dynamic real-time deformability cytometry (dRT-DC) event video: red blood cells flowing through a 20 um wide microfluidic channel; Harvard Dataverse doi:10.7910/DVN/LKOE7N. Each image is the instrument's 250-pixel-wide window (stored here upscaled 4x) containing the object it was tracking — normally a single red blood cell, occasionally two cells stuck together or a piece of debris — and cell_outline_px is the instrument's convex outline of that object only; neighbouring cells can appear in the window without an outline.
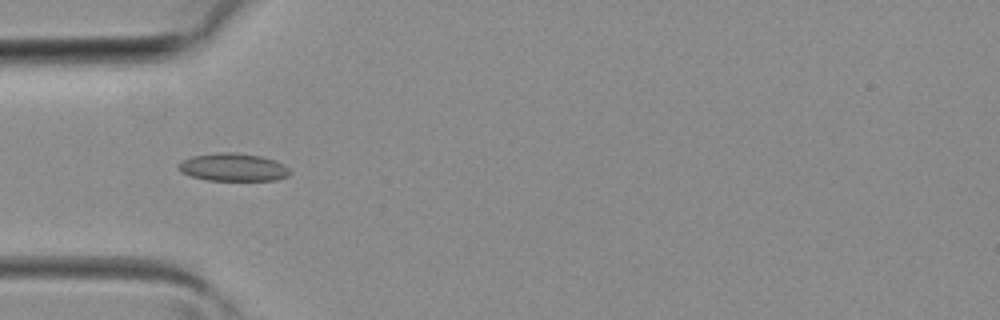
{"species": "common noctule bat (a hibernating species)", "species_latin": "Nyctalus noctula", "temperature_condition": "room temperature", "stored_images_in_passage": 9, "camera_frame_rate_fps": 3000, "um_per_image_px": 0.085, "animal": {"sex": "female", "body_mass_g": 19.3, "forearm_length_mm": 54.1}, "frame": {"image": 1, "passage_image": 2, "time_ms": 0.333, "image_size_px": [1000, 320], "cell_outline_px": [[292, 172], [288, 176], [276, 180], [208, 180], [192, 176], [180, 172], [176, 164], [180, 160], [192, 156], [220, 152], [236, 152], [260, 156], [276, 160], [284, 164]], "centroid_in_image_um": [19.81, 14.21], "position_along_channel_um": 65.2, "area_um2": 18.26}}
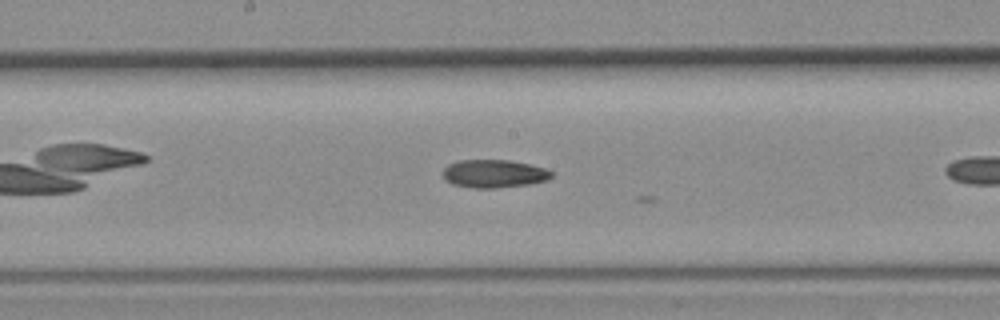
{"frame": {"image": 2, "passage_image": 6, "time_ms": 1.667, "image_size_px": [1000, 320], "cell_outline_px": [[552, 176], [548, 180], [528, 184], [496, 188], [472, 188], [452, 184], [444, 180], [444, 168], [448, 164], [460, 160], [508, 160], [548, 168], [552, 172]], "centroid_in_image_um": [41.99, 14.76], "position_along_channel_um": 206.2, "area_um2": 17.8}}